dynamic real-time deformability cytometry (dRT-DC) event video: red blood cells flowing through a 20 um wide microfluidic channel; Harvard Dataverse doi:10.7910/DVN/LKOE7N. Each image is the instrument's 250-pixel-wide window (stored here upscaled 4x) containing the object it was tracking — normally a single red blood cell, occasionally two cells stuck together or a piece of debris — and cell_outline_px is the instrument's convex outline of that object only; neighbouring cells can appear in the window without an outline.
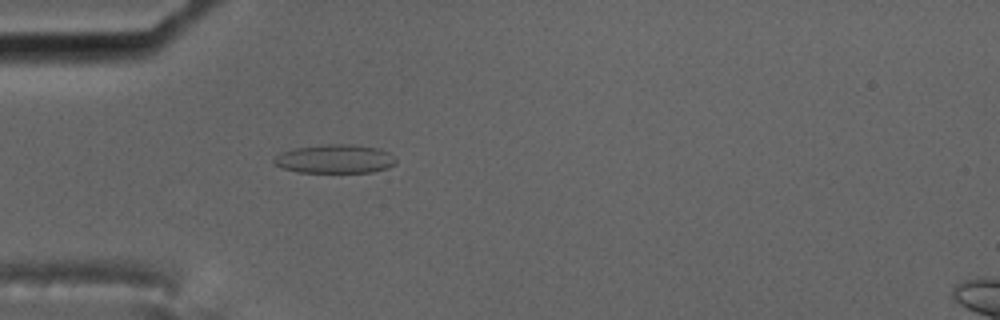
{"species": "common noctule bat (a hibernating species)", "species_latin": "Nyctalus noctula", "temperature_condition": "cold", "stored_images_in_passage": 57, "camera_frame_rate_fps": 3000, "um_per_image_px": 0.085, "animal": {"sex": "male", "body_mass_g": 17.5, "forearm_length_mm": 52.3}, "frame": {"image": 1, "passage_image": 17, "time_ms": 5.333, "image_size_px": [1000, 320], "cell_outline_px": [[396, 164], [388, 168], [372, 172], [296, 172], [272, 164], [272, 160], [280, 152], [296, 148], [324, 144], [352, 144], [376, 148], [388, 152], [396, 160]], "centroid_in_image_um": [28.44, 13.51], "position_along_channel_um": 56.6, "area_um2": 20.46}, "authors_computed_cell_mechanics": {"area_um2": 21.964, "velocity_mm_per_s": 3.4993, "shape_relaxation_time_tau1_ms": null, "shape_relaxation_time_tau2_ms": 2.003, "deformation_change_tau1": null, "deformation_change_tau2": 0.0823}}